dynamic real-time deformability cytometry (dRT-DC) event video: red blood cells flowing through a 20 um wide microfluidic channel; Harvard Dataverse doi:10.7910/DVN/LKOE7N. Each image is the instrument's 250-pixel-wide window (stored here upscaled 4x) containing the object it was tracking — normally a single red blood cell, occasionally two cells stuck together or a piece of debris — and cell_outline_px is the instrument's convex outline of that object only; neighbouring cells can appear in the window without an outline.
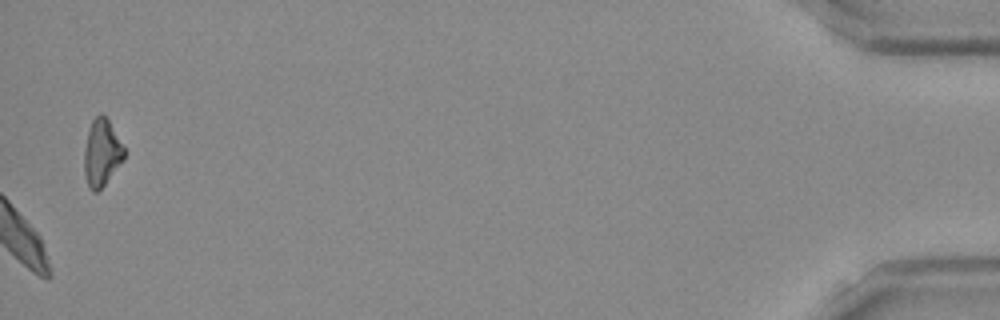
{"species": "Egyptian fruit bat (a non-hibernating species)", "species_latin": "Rousettus aegyptiacus", "temperature_condition": "room temperature", "stored_images_in_passage": 51, "camera_frame_rate_fps": 3000, "um_per_image_px": 0.085, "frame": {"image": 1, "passage_image": 51, "time_ms": 16.667, "image_size_px": [1000, 320], "cell_outline_px": [[124, 160], [104, 184], [96, 192], [92, 192], [88, 188], [84, 172], [84, 152], [88, 132], [92, 120], [100, 112], [108, 120], [124, 148]], "centroid_in_image_um": [8.63, 13.01], "position_along_channel_um": 426.6, "area_um2": 15.32}, "authors_computed_cell_mechanics": {"area_um2": 20.7502, "velocity_mm_per_s": 3.8533, "shape_relaxation_time_tau1_ms": 6.5133, "shape_relaxation_time_tau2_ms": 3.3115, "deformation_change_tau1": 0.1234, "deformation_change_tau2": 0.0692}}